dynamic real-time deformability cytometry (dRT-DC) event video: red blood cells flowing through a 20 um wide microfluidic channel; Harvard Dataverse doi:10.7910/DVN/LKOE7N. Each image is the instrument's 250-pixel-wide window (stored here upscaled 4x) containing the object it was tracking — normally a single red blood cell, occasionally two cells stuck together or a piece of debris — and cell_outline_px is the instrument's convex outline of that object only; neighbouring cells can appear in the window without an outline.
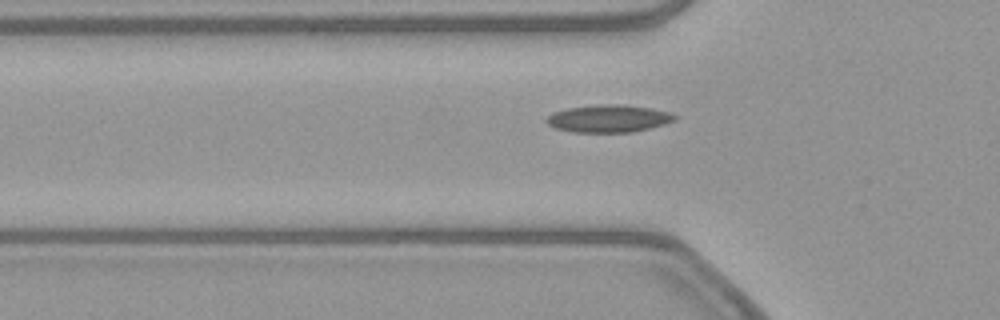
{"species": "common noctule bat (a hibernating species)", "species_latin": "Nyctalus noctula", "temperature_condition": "warm", "stored_images_in_passage": 4, "camera_frame_rate_fps": 3000, "um_per_image_px": 0.085, "animal": {"sex": "female", "body_mass_g": 21.9}, "frame": {"image": 1, "passage_image": 3, "time_ms": 0.667, "image_size_px": [1000, 320], "cell_outline_px": [[680, 116], [676, 120], [664, 124], [632, 132], [572, 132], [556, 128], [548, 124], [544, 120], [552, 112], [568, 108], [596, 104], [620, 104], [652, 108], [672, 112]], "centroid_in_image_um": [51.76, 10.06], "position_along_channel_um": 74.0, "area_um2": 20.75}}